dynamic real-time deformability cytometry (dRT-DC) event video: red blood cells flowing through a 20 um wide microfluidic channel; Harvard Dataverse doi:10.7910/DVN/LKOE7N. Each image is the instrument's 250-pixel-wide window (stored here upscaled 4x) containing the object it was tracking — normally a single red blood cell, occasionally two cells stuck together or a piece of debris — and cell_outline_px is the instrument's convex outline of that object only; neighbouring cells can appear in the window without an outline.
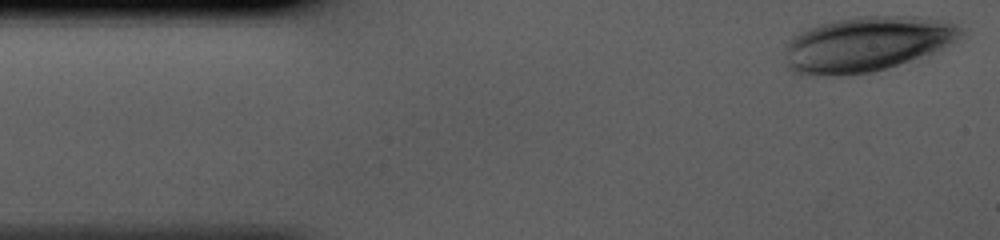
{"species": "human", "species_latin": "Homo sapiens", "temperature_condition": "cold", "stored_images_in_passage": 36, "camera_frame_rate_fps": 3000, "um_per_image_px": 0.085, "donor": {"sex": "male"}, "frame": {"image": 1, "passage_image": 1, "time_ms": 0.0, "image_size_px": [1000, 240], "cell_outline_px": [[968, 36], [932, 52], [888, 68], [872, 72], [840, 76], [800, 76], [792, 72], [784, 64], [788, 40], [792, 36], [808, 28], [820, 24], [836, 20], [860, 16], [916, 16], [956, 24], [968, 28]], "centroid_in_image_um": [73.67, 3.76], "position_along_channel_um": 11.3, "area_um2": 57.16}}
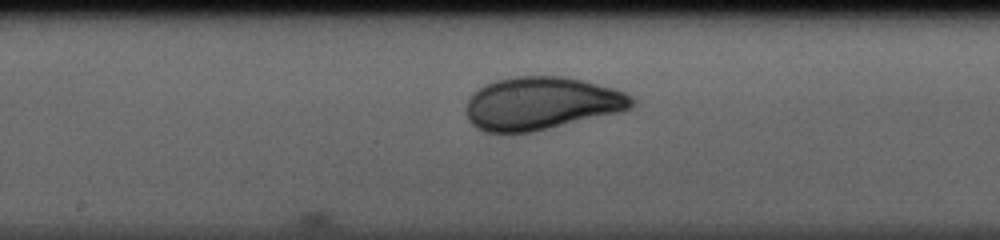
{"frame": {"image": 2, "passage_image": 20, "time_ms": 6.333, "image_size_px": [1000, 240], "cell_outline_px": [[632, 108], [620, 112], [532, 132], [484, 132], [476, 128], [468, 120], [464, 112], [468, 100], [472, 92], [484, 84], [496, 80], [512, 76], [564, 76], [584, 80], [616, 88], [632, 96]], "centroid_in_image_um": [45.99, 8.77], "position_along_channel_um": 202.2, "area_um2": 51.44}}
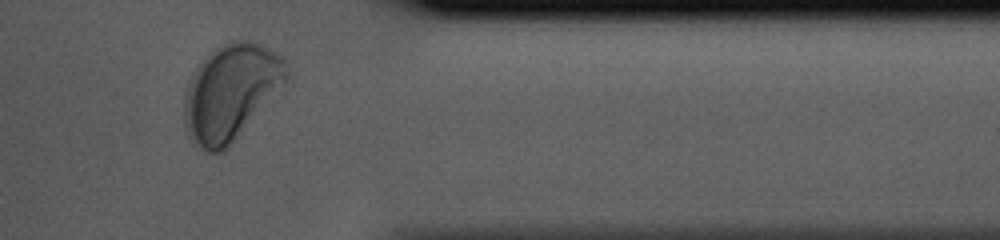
{"frame": {"image": 3, "passage_image": 34, "time_ms": 11.0, "image_size_px": [1000, 240], "cell_outline_px": [[288, 80], [232, 140], [220, 152], [208, 152], [188, 140], [184, 124], [184, 96], [188, 80], [200, 64], [216, 48], [232, 40], [248, 40], [260, 44], [284, 56], [288, 60]], "centroid_in_image_um": [19.61, 7.79], "position_along_channel_um": 391.8, "area_um2": 56.3}}